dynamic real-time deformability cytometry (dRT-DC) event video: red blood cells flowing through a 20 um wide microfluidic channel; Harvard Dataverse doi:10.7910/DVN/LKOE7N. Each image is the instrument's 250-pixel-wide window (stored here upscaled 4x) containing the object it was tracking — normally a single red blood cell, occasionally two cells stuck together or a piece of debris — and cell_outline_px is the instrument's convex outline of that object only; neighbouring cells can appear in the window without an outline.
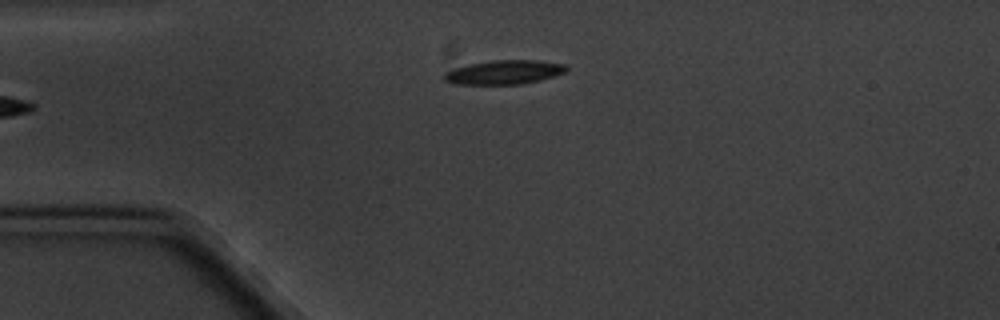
{"species": "common noctule bat (a hibernating species)", "species_latin": "Nyctalus noctula", "temperature_condition": "cold", "stored_images_in_passage": 4, "camera_frame_rate_fps": 3000, "um_per_image_px": 0.085, "animal": {"sex": "male", "body_mass_g": 20.1, "forearm_length_mm": 53.5}, "frame": {"image": 1, "passage_image": 3, "time_ms": 3.333, "image_size_px": [1000, 320], "cell_outline_px": [[568, 68], [564, 72], [540, 80], [524, 84], [456, 84], [444, 80], [444, 72], [468, 64], [492, 60], [536, 60], [564, 64]], "centroid_in_image_um": [42.83, 6.14], "position_along_channel_um": 42.2, "area_um2": 16.99}}